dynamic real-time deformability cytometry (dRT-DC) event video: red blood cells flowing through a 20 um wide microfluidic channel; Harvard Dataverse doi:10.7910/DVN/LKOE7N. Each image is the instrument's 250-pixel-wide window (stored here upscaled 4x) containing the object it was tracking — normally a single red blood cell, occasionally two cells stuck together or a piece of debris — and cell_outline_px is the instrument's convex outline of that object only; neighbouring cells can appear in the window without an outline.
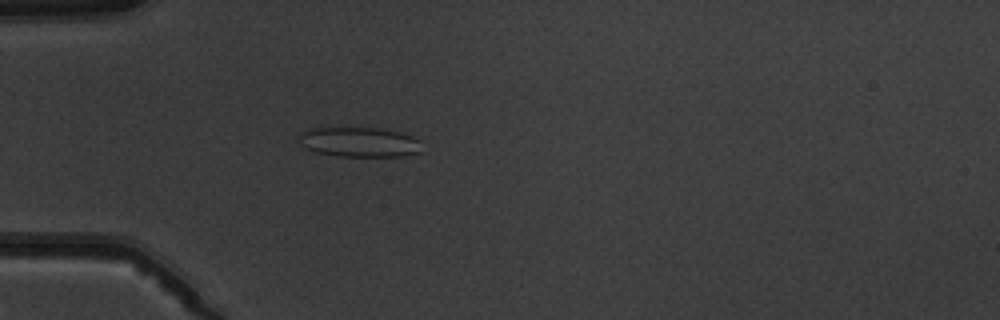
{"species": "common noctule bat (a hibernating species)", "species_latin": "Nyctalus noctula", "temperature_condition": "warm", "stored_images_in_passage": 4, "camera_frame_rate_fps": 3000, "um_per_image_px": 0.085, "animal": {"sex": "male", "body_mass_g": 19.5, "forearm_length_mm": 54.6}, "frame": {"image": 1, "passage_image": 4, "time_ms": 3.333, "image_size_px": [1000, 320], "cell_outline_px": [[420, 152], [400, 156], [340, 156], [316, 152], [304, 148], [296, 140], [296, 136], [300, 132], [312, 128], [380, 128], [400, 132], [412, 136], [420, 140]], "centroid_in_image_um": [30.48, 12.07], "position_along_channel_um": 54.5, "area_um2": 21.5}}